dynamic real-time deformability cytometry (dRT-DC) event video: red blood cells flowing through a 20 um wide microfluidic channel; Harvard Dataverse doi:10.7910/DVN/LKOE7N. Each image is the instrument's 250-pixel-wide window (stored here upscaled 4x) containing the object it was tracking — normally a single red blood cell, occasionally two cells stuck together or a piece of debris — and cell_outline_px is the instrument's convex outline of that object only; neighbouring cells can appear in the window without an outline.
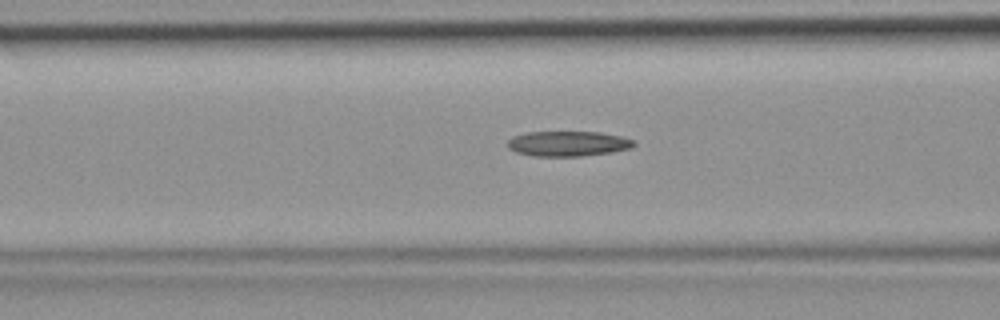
{"species": "common noctule bat (a hibernating species)", "species_latin": "Nyctalus noctula", "temperature_condition": "room temperature", "stored_images_in_passage": 48, "segment_of_instrument_passage": [1, 2], "camera_frame_rate_fps": 3000, "um_per_image_px": 0.085, "animal": {"sex": "female", "body_mass_g": 19.9}, "frame": {"image": 1, "passage_image": 18, "time_ms": 5.667, "image_size_px": [1000, 320], "cell_outline_px": [[636, 144], [632, 148], [612, 152], [580, 156], [536, 156], [516, 152], [508, 148], [508, 140], [512, 136], [528, 132], [600, 132], [620, 136], [632, 140]], "centroid_in_image_um": [48.27, 12.21], "position_along_channel_um": 118.3, "area_um2": 18.44}}
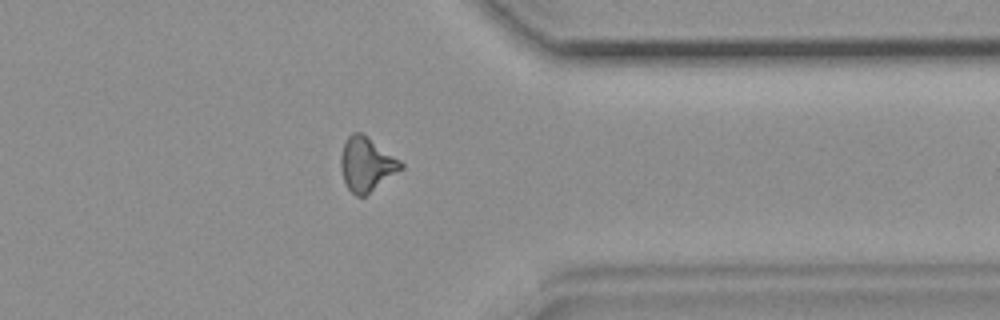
{"frame": {"image": 2, "passage_image": 37, "time_ms": 12.0, "image_size_px": [1000, 320], "cell_outline_px": [[404, 168], [364, 196], [356, 196], [348, 188], [344, 180], [340, 168], [340, 156], [344, 144], [348, 136], [352, 132], [360, 132], [400, 160], [404, 164]], "centroid_in_image_um": [31.14, 13.97], "position_along_channel_um": 380.3, "area_um2": 18.61}}
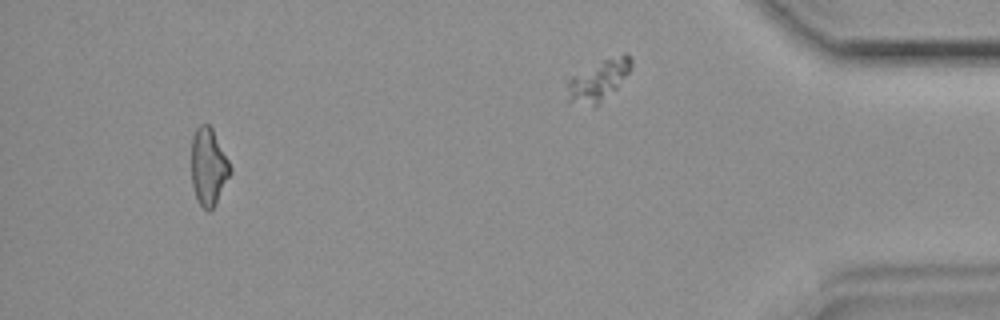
{"frame": {"image": 3, "passage_image": 44, "time_ms": 14.333, "image_size_px": [1000, 320], "cell_outline_px": [[232, 172], [216, 204], [208, 212], [200, 204], [196, 196], [192, 184], [192, 136], [196, 128], [200, 124], [208, 124], [212, 128], [232, 168]], "centroid_in_image_um": [17.73, 14.18], "position_along_channel_um": 417.5, "area_um2": 17.4}}